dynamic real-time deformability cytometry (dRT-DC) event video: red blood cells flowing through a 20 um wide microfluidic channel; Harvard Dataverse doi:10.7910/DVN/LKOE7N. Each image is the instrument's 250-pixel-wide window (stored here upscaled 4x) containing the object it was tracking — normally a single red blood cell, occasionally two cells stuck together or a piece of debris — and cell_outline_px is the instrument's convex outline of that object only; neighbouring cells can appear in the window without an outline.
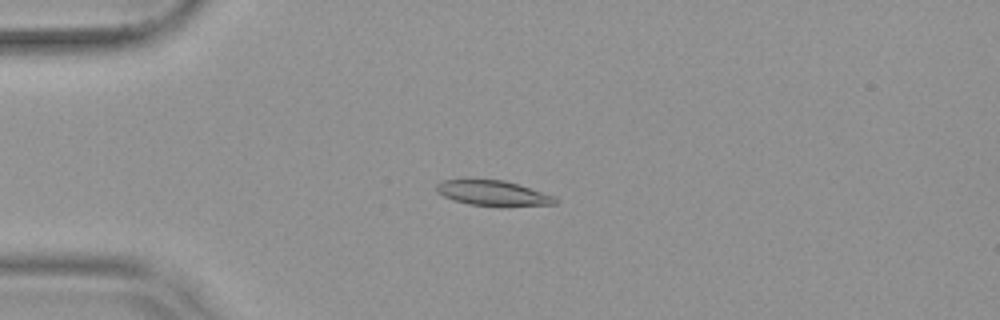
{"species": "common noctule bat (a hibernating species)", "species_latin": "Nyctalus noctula", "temperature_condition": "warm", "stored_images_in_passage": 54, "camera_frame_rate_fps": 3000, "um_per_image_px": 0.085, "animal": {"sex": "female", "body_mass_g": 19.9}, "frame": {"image": 1, "passage_image": 14, "time_ms": 4.333, "image_size_px": [1000, 320], "cell_outline_px": [[560, 200], [556, 204], [468, 204], [452, 200], [436, 192], [436, 184], [440, 180], [468, 176], [504, 180], [556, 196]], "centroid_in_image_um": [41.76, 16.32], "position_along_channel_um": 43.2, "area_um2": 17.63}}
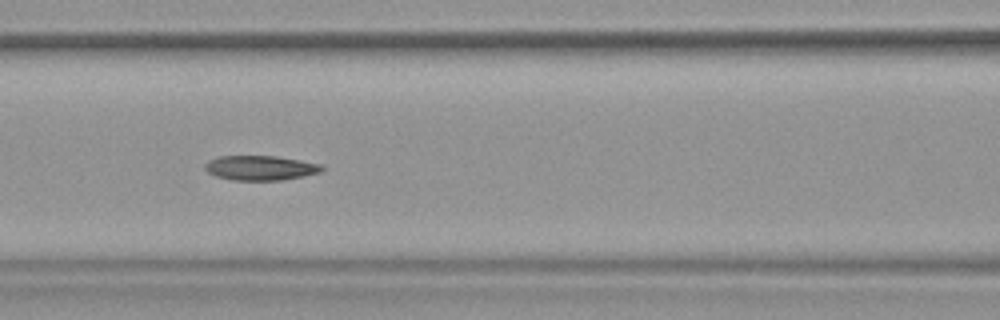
{"frame": {"image": 2, "passage_image": 24, "time_ms": 7.667, "image_size_px": [1000, 320], "cell_outline_px": [[324, 168], [320, 172], [304, 176], [280, 180], [232, 180], [216, 176], [208, 172], [204, 168], [204, 164], [208, 160], [216, 156], [276, 156], [300, 160], [320, 164]], "centroid_in_image_um": [22.1, 14.26], "position_along_channel_um": 144.5, "area_um2": 16.82}}
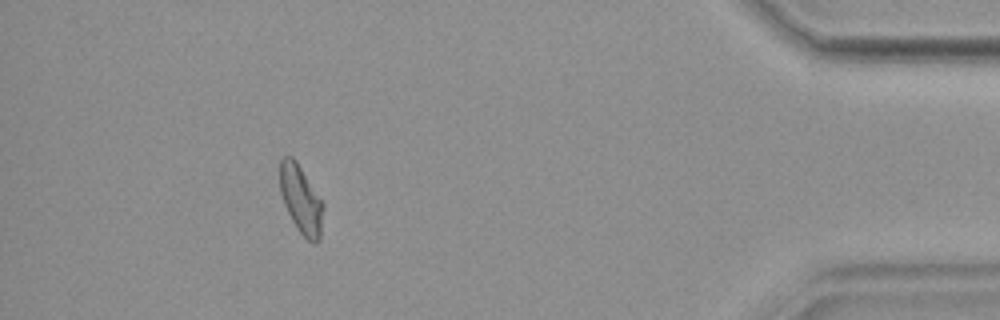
{"frame": {"image": 3, "passage_image": 49, "time_ms": 16.0, "image_size_px": [1000, 320], "cell_outline_px": [[324, 208], [320, 240], [316, 244], [312, 244], [296, 228], [284, 204], [280, 192], [280, 160], [284, 156], [292, 156], [296, 160], [324, 204]], "centroid_in_image_um": [25.59, 16.98], "position_along_channel_um": 409.6, "area_um2": 17.28}, "authors_computed_cell_mechanics": {"area_um2": 17.5423, "velocity_mm_per_s": 3.8098, "shape_relaxation_time_tau1_ms": 9.8466, "shape_relaxation_time_tau2_ms": 3.928, "deformation_change_tau1": 0.2425, "deformation_change_tau2": 0.0853}}